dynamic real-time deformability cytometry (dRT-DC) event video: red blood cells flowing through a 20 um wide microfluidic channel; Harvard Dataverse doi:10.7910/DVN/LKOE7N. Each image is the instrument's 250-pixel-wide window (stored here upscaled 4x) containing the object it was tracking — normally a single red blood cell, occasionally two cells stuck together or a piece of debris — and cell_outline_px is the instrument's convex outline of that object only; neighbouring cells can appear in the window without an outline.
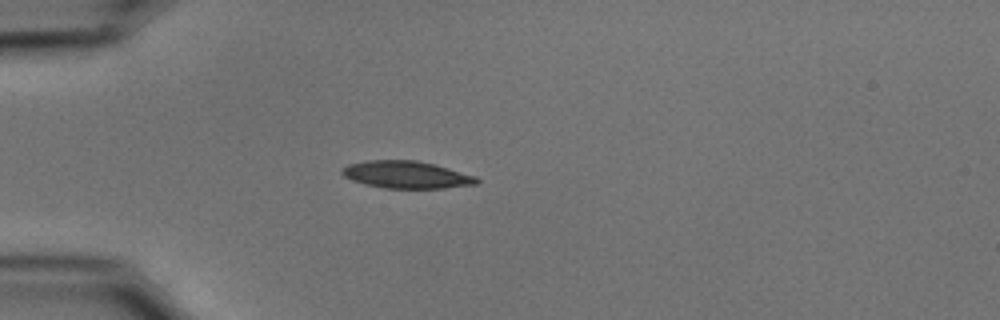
{"species": "common noctule bat (a hibernating species)", "species_latin": "Nyctalus noctula", "temperature_condition": "cold", "stored_images_in_passage": 40, "camera_frame_rate_fps": 3000, "um_per_image_px": 0.085, "animal": {"sex": "male", "body_mass_g": 15.6}, "frame": {"image": 1, "passage_image": 1, "time_ms": 0.0, "image_size_px": [1000, 320], "cell_outline_px": [[480, 180], [476, 184], [444, 188], [384, 188], [364, 184], [352, 180], [344, 176], [340, 172], [340, 168], [348, 164], [364, 160], [416, 160], [448, 168], [476, 176]], "centroid_in_image_um": [34.49, 14.84], "position_along_channel_um": 50.5, "area_um2": 21.44}}
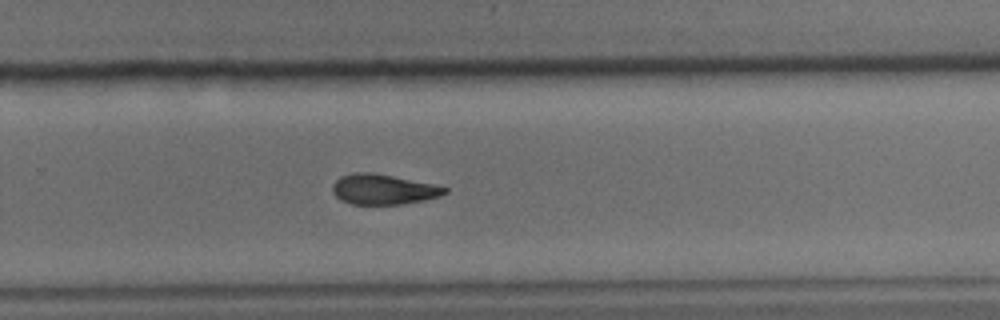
{"frame": {"image": 2, "passage_image": 22, "time_ms": 7.0, "image_size_px": [1000, 320], "cell_outline_px": [[448, 192], [440, 196], [424, 200], [400, 204], [352, 204], [340, 200], [332, 192], [332, 184], [340, 176], [356, 172], [372, 172], [432, 184], [448, 188]], "centroid_in_image_um": [32.54, 16.09], "position_along_channel_um": 297.3, "area_um2": 19.65}}
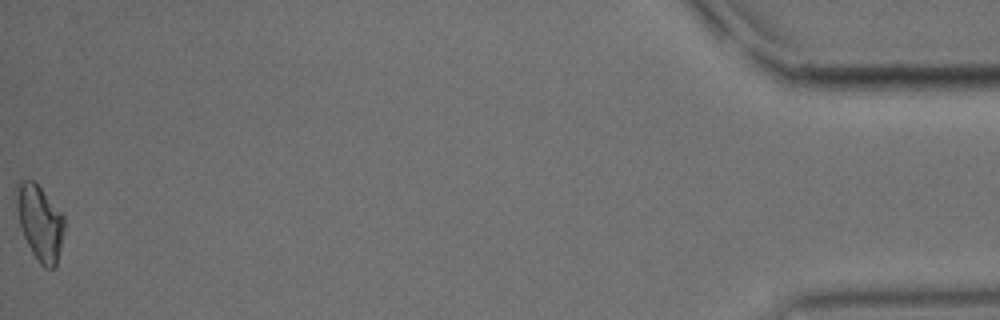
{"frame": {"image": 3, "passage_image": 40, "time_ms": 13.0, "image_size_px": [1000, 320], "cell_outline_px": [[64, 228], [56, 268], [44, 268], [40, 264], [32, 252], [24, 236], [20, 224], [16, 208], [16, 188], [20, 180], [32, 180], [40, 188], [64, 216]], "centroid_in_image_um": [3.38, 18.94], "position_along_channel_um": 431.8, "area_um2": 20.58}, "authors_computed_cell_mechanics": {"area_um2": 20.4901, "velocity_mm_per_s": 3.7373, "shape_relaxation_time_tau1_ms": 7.0558, "shape_relaxation_time_tau2_ms": null, "deformation_change_tau1": 0.1674, "deformation_change_tau2": null}}